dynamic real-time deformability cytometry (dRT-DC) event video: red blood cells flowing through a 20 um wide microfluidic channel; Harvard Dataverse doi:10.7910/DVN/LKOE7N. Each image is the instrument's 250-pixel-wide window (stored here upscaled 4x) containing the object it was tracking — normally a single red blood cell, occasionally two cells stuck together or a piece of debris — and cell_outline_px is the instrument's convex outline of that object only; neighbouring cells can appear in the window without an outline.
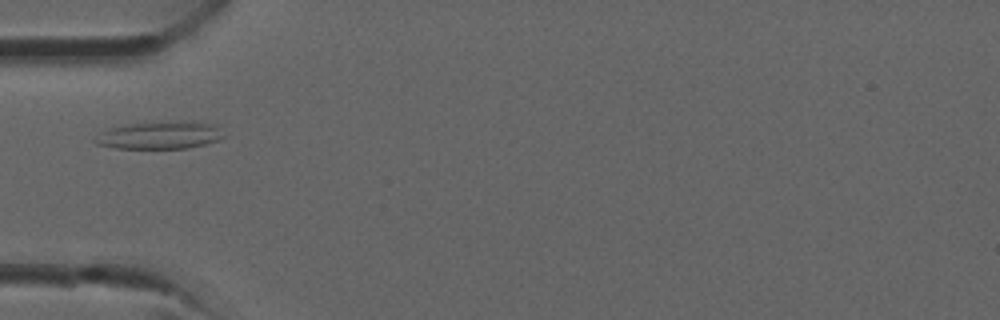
{"species": "common noctule bat (a hibernating species)", "species_latin": "Nyctalus noctula", "temperature_condition": "room temperature", "stored_images_in_passage": 27, "camera_frame_rate_fps": 3000, "um_per_image_px": 0.085, "animal": {"sex": "male", "forearm_length_mm": 52.5}, "frame": {"image": 1, "passage_image": 2, "time_ms": 0.333, "image_size_px": [1000, 320], "cell_outline_px": [[224, 136], [216, 140], [204, 144], [188, 148], [116, 148], [96, 144], [92, 140], [108, 128], [128, 124], [192, 120], [212, 124]], "centroid_in_image_um": [13.54, 11.49], "position_along_channel_um": 71.5, "area_um2": 20.35}}
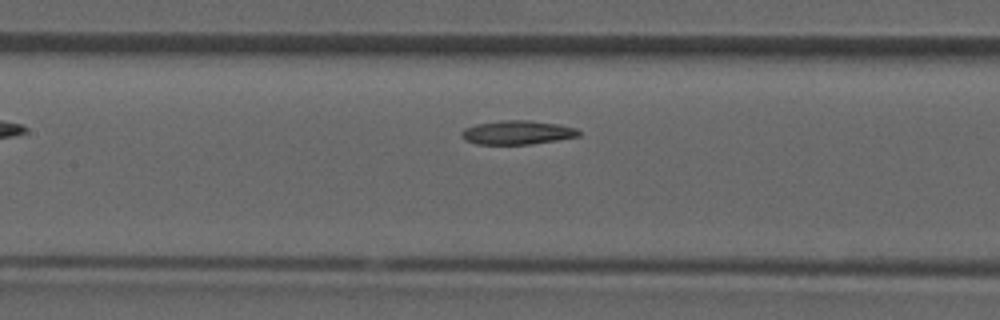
{"frame": {"image": 2, "passage_image": 7, "time_ms": 2.0, "image_size_px": [1000, 320], "cell_outline_px": [[580, 136], [532, 144], [476, 144], [464, 140], [460, 136], [460, 132], [464, 128], [476, 124], [500, 120], [528, 120], [560, 124], [576, 128], [580, 132]], "centroid_in_image_um": [43.94, 11.26], "position_along_channel_um": 163.5, "area_um2": 16.47}}
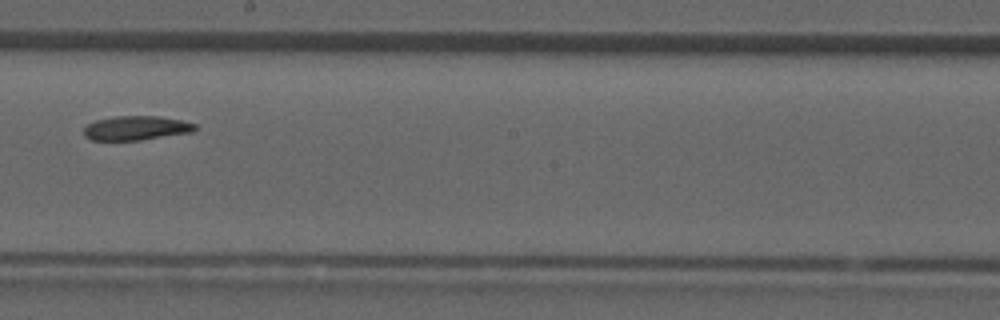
{"frame": {"image": 3, "passage_image": 11, "time_ms": 3.333, "image_size_px": [1000, 320], "cell_outline_px": [[196, 128], [192, 132], [140, 140], [92, 140], [84, 136], [84, 128], [88, 124], [96, 120], [112, 116], [160, 116], [180, 120], [196, 124]], "centroid_in_image_um": [11.55, 10.88], "position_along_channel_um": 236.6, "area_um2": 15.66}}